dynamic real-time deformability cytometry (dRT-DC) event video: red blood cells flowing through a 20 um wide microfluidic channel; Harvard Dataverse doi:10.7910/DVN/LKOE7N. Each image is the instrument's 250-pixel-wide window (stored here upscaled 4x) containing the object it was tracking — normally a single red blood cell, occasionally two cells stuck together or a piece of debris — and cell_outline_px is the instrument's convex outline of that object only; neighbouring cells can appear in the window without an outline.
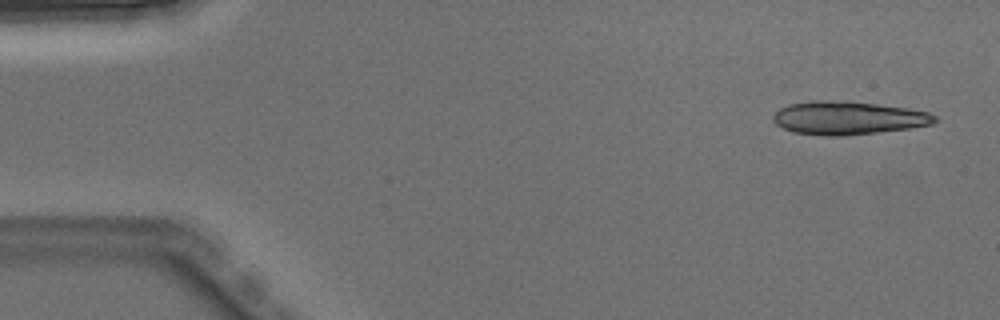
{"species": "Egyptian fruit bat (a non-hibernating species)", "species_latin": "Rousettus aegyptiacus", "temperature_condition": "warm", "stored_images_in_passage": 4, "segment_of_instrument_passage": [1, 2], "camera_frame_rate_fps": 3000, "um_per_image_px": 0.085, "animal": {"sex": "male"}, "frame": {"image": 1, "passage_image": 1, "time_ms": 0.0, "image_size_px": [1000, 320], "cell_outline_px": [[936, 120], [932, 124], [912, 128], [844, 136], [832, 136], [792, 132], [776, 124], [772, 120], [772, 116], [780, 108], [788, 104], [816, 100], [824, 100], [876, 104], [908, 108], [928, 112], [936, 116]], "centroid_in_image_um": [72.08, 10.03], "position_along_channel_um": 12.9, "area_um2": 31.1}}